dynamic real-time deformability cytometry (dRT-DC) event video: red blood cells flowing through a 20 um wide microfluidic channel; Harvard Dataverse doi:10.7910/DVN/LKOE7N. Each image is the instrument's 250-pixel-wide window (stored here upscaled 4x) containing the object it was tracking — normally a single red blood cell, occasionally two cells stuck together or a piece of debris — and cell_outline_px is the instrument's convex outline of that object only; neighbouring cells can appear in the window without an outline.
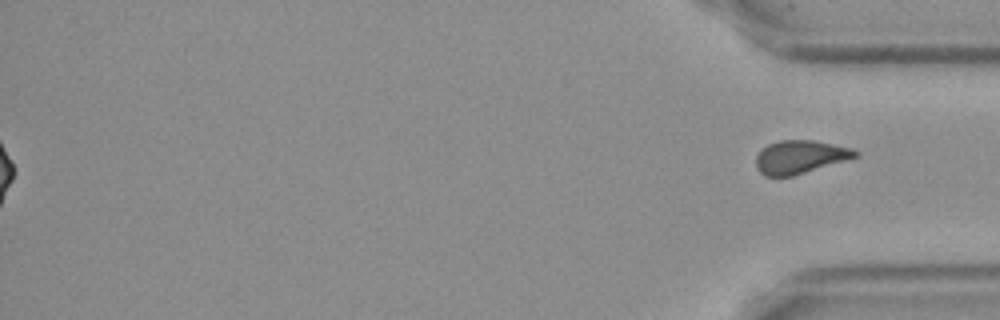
{"species": "Egyptian fruit bat (a non-hibernating species)", "species_latin": "Rousettus aegyptiacus", "temperature_condition": "cold", "stored_images_in_passage": 42, "segment_of_instrument_passage": [2, 2], "camera_frame_rate_fps": 3000, "um_per_image_px": 0.085, "frame": {"image": 1, "passage_image": 42, "time_ms": 13.667, "image_size_px": [1000, 320], "cell_outline_px": [[860, 156], [792, 176], [764, 176], [756, 168], [756, 156], [768, 144], [780, 140], [812, 140], [852, 148], [860, 152]], "centroid_in_image_um": [68.02, 13.34], "position_along_channel_um": 367.2, "area_um2": 19.13}}